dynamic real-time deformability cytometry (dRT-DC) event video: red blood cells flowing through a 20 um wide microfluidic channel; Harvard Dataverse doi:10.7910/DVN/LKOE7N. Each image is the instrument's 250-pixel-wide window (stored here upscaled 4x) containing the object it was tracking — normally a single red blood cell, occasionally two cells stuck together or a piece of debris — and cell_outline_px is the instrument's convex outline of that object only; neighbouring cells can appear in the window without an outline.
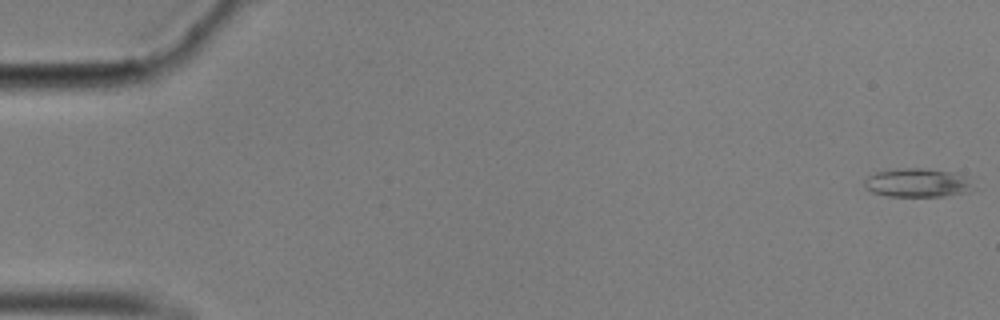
{"species": "common noctule bat (a hibernating species)", "species_latin": "Nyctalus noctula", "temperature_condition": "cold", "stored_images_in_passage": 58, "camera_frame_rate_fps": 3000, "um_per_image_px": 0.085, "animal": {"sex": "male", "body_mass_g": 17.9}, "frame": {"image": 1, "passage_image": 1, "time_ms": 0.0, "image_size_px": [1000, 320], "cell_outline_px": [[976, 188], [972, 192], [944, 196], [888, 196], [872, 192], [864, 188], [864, 180], [868, 176], [876, 172], [896, 168], [928, 168], [952, 172], [960, 176]], "centroid_in_image_um": [77.94, 15.54], "position_along_channel_um": 7.1, "area_um2": 18.26}}
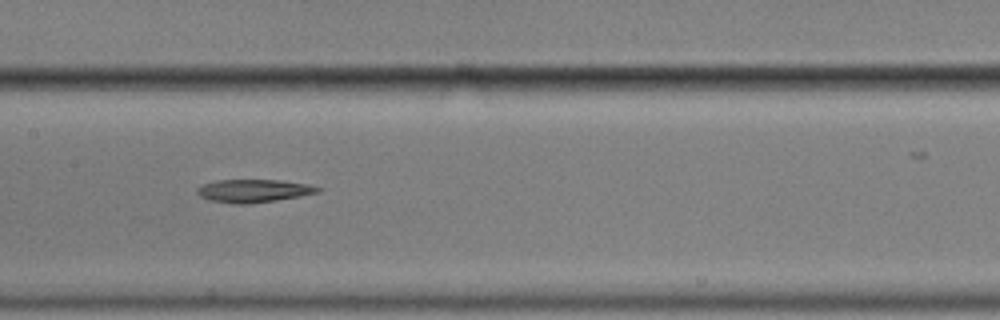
{"frame": {"image": 2, "passage_image": 29, "time_ms": 9.333, "image_size_px": [1000, 320], "cell_outline_px": [[320, 192], [300, 196], [276, 200], [248, 204], [232, 204], [208, 200], [200, 196], [196, 192], [196, 188], [204, 184], [216, 180], [280, 180], [308, 184], [320, 188]], "centroid_in_image_um": [21.52, 16.22], "position_along_channel_um": 185.9, "area_um2": 16.18}}
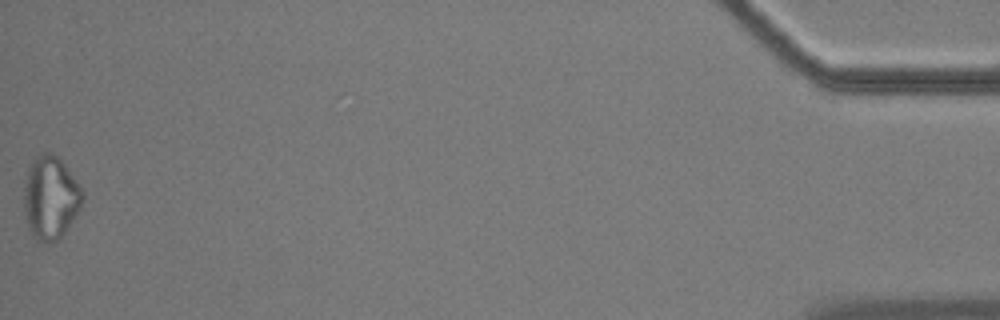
{"frame": {"image": 3, "passage_image": 58, "time_ms": 19.0, "image_size_px": [1000, 320], "cell_outline_px": [[84, 200], [80, 208], [64, 232], [56, 240], [48, 244], [32, 236], [28, 228], [24, 212], [24, 180], [28, 168], [36, 156], [44, 152], [52, 152], [64, 164], [84, 192]], "centroid_in_image_um": [4.27, 16.8], "position_along_channel_um": 430.9, "area_um2": 28.26}, "authors_computed_cell_mechanics": {"area_um2": 18.1781, "velocity_mm_per_s": 3.4952, "shape_relaxation_time_tau1_ms": null, "shape_relaxation_time_tau2_ms": 2.9014, "deformation_change_tau1": null, "deformation_change_tau2": 0.1306}}